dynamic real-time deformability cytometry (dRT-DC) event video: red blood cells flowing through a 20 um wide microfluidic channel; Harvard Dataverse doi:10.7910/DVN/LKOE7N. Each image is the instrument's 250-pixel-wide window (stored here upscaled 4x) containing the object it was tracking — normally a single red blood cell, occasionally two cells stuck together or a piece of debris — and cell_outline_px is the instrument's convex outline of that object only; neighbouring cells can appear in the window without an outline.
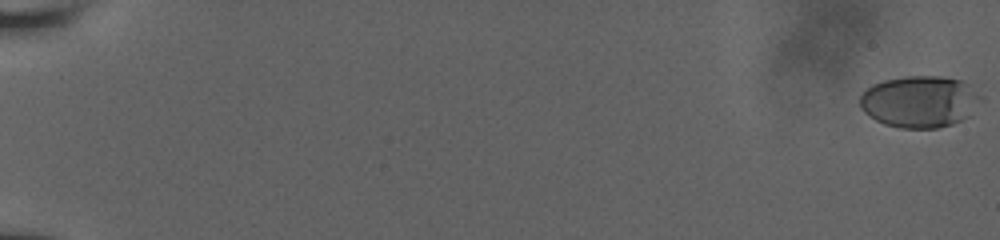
{"species": "human", "species_latin": "Homo sapiens", "temperature_condition": "room temperature", "stored_images_in_passage": 78, "camera_frame_rate_fps": 3000, "um_per_image_px": 0.085, "donor": {"sex": "male"}, "frame": {"image": 1, "passage_image": 1, "time_ms": 0.0, "image_size_px": [1000, 240], "cell_outline_px": [[984, 100], [968, 116], [952, 124], [936, 128], [900, 128], [884, 124], [876, 120], [864, 112], [860, 108], [860, 96], [872, 84], [884, 80], [908, 76], [940, 76], [960, 80], [968, 84], [984, 96]], "centroid_in_image_um": [78.2, 8.63], "position_along_channel_um": 6.8, "area_um2": 36.65}}
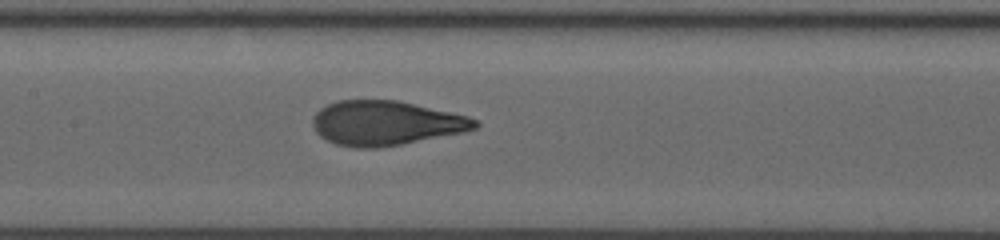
{"frame": {"image": 2, "passage_image": 42, "time_ms": 10.333, "image_size_px": [1000, 240], "cell_outline_px": [[480, 124], [476, 128], [464, 132], [380, 148], [352, 148], [336, 144], [320, 136], [316, 132], [312, 124], [312, 116], [320, 108], [328, 104], [340, 100], [400, 100], [468, 116], [476, 120]], "centroid_in_image_um": [32.78, 10.46], "position_along_channel_um": 174.6, "area_um2": 42.25}}
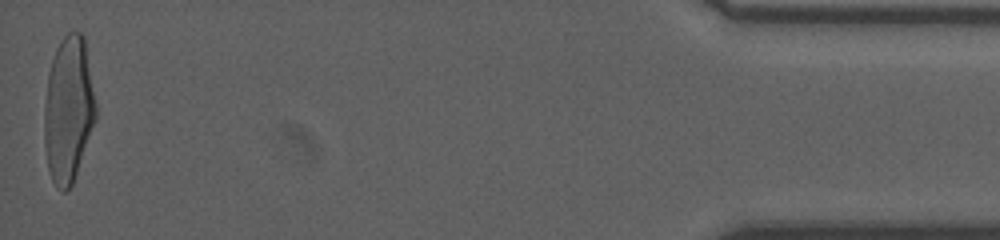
{"frame": {"image": 3, "passage_image": 78, "time_ms": 19.0, "image_size_px": [1000, 240], "cell_outline_px": [[96, 120], [72, 184], [64, 192], [56, 188], [52, 180], [48, 168], [44, 144], [44, 104], [48, 76], [52, 60], [56, 48], [60, 40], [68, 32], [80, 32], [84, 36], [96, 104]], "centroid_in_image_um": [5.81, 9.31], "position_along_channel_um": 429.4, "area_um2": 43.75}, "authors_computed_cell_mechanics": {"area_um2": 41.5293, "velocity_mm_per_s": 3.8993, "shape_relaxation_time_tau1_ms": 4.155, "shape_relaxation_time_tau2_ms": 0.6045, "deformation_change_tau1": 0.227, "deformation_change_tau2": 0.0723}}